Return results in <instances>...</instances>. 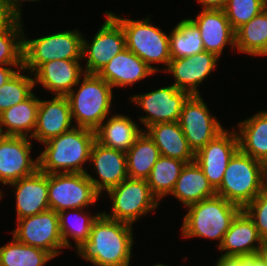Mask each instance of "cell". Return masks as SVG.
<instances>
[{"label":"cell","mask_w":267,"mask_h":266,"mask_svg":"<svg viewBox=\"0 0 267 266\" xmlns=\"http://www.w3.org/2000/svg\"><path fill=\"white\" fill-rule=\"evenodd\" d=\"M154 73L155 71L142 59L125 48L114 56L97 75L111 85L112 88H125Z\"/></svg>","instance_id":"obj_22"},{"label":"cell","mask_w":267,"mask_h":266,"mask_svg":"<svg viewBox=\"0 0 267 266\" xmlns=\"http://www.w3.org/2000/svg\"><path fill=\"white\" fill-rule=\"evenodd\" d=\"M22 1V2H21ZM25 1H30V2H34V1H39V0H6L8 7L10 9V11L12 12V14L17 18L22 20L21 17V9L20 7H22V3ZM21 3V4H20Z\"/></svg>","instance_id":"obj_42"},{"label":"cell","mask_w":267,"mask_h":266,"mask_svg":"<svg viewBox=\"0 0 267 266\" xmlns=\"http://www.w3.org/2000/svg\"><path fill=\"white\" fill-rule=\"evenodd\" d=\"M187 209L181 227L182 236L213 239L219 241L218 247L232 221L242 210L218 195L189 205Z\"/></svg>","instance_id":"obj_4"},{"label":"cell","mask_w":267,"mask_h":266,"mask_svg":"<svg viewBox=\"0 0 267 266\" xmlns=\"http://www.w3.org/2000/svg\"><path fill=\"white\" fill-rule=\"evenodd\" d=\"M171 59L183 58L205 51L197 25L186 18L181 20L169 34Z\"/></svg>","instance_id":"obj_32"},{"label":"cell","mask_w":267,"mask_h":266,"mask_svg":"<svg viewBox=\"0 0 267 266\" xmlns=\"http://www.w3.org/2000/svg\"><path fill=\"white\" fill-rule=\"evenodd\" d=\"M89 161V164L94 165L98 178L92 177L88 172L86 175L100 195L103 190L107 192L128 178L126 153L123 151L106 147L95 140Z\"/></svg>","instance_id":"obj_16"},{"label":"cell","mask_w":267,"mask_h":266,"mask_svg":"<svg viewBox=\"0 0 267 266\" xmlns=\"http://www.w3.org/2000/svg\"><path fill=\"white\" fill-rule=\"evenodd\" d=\"M111 199L112 214H103L113 220L133 225L138 218L159 206L147 180L126 178L118 186L107 191Z\"/></svg>","instance_id":"obj_8"},{"label":"cell","mask_w":267,"mask_h":266,"mask_svg":"<svg viewBox=\"0 0 267 266\" xmlns=\"http://www.w3.org/2000/svg\"><path fill=\"white\" fill-rule=\"evenodd\" d=\"M17 18L10 11L6 0H0V30L9 28Z\"/></svg>","instance_id":"obj_40"},{"label":"cell","mask_w":267,"mask_h":266,"mask_svg":"<svg viewBox=\"0 0 267 266\" xmlns=\"http://www.w3.org/2000/svg\"><path fill=\"white\" fill-rule=\"evenodd\" d=\"M203 6L202 9H224L227 0H198Z\"/></svg>","instance_id":"obj_43"},{"label":"cell","mask_w":267,"mask_h":266,"mask_svg":"<svg viewBox=\"0 0 267 266\" xmlns=\"http://www.w3.org/2000/svg\"><path fill=\"white\" fill-rule=\"evenodd\" d=\"M143 131L130 117L116 114L99 125L95 130V140L101 145L126 153Z\"/></svg>","instance_id":"obj_24"},{"label":"cell","mask_w":267,"mask_h":266,"mask_svg":"<svg viewBox=\"0 0 267 266\" xmlns=\"http://www.w3.org/2000/svg\"><path fill=\"white\" fill-rule=\"evenodd\" d=\"M191 20L197 25L205 51L221 57L226 44L235 48V31L223 9H202L195 19Z\"/></svg>","instance_id":"obj_19"},{"label":"cell","mask_w":267,"mask_h":266,"mask_svg":"<svg viewBox=\"0 0 267 266\" xmlns=\"http://www.w3.org/2000/svg\"><path fill=\"white\" fill-rule=\"evenodd\" d=\"M122 26L126 37V48L135 53L155 72L161 69L151 64L161 63L166 69L171 60L169 35L159 27L152 25L149 17L143 20L121 18L108 11Z\"/></svg>","instance_id":"obj_6"},{"label":"cell","mask_w":267,"mask_h":266,"mask_svg":"<svg viewBox=\"0 0 267 266\" xmlns=\"http://www.w3.org/2000/svg\"><path fill=\"white\" fill-rule=\"evenodd\" d=\"M258 253L261 255V257L263 258V260L267 266V246L262 243V246L258 250Z\"/></svg>","instance_id":"obj_44"},{"label":"cell","mask_w":267,"mask_h":266,"mask_svg":"<svg viewBox=\"0 0 267 266\" xmlns=\"http://www.w3.org/2000/svg\"><path fill=\"white\" fill-rule=\"evenodd\" d=\"M189 96L187 91L169 85L131 96L130 101L146 113V116L139 117V121L147 129L157 123L178 122L183 104Z\"/></svg>","instance_id":"obj_13"},{"label":"cell","mask_w":267,"mask_h":266,"mask_svg":"<svg viewBox=\"0 0 267 266\" xmlns=\"http://www.w3.org/2000/svg\"><path fill=\"white\" fill-rule=\"evenodd\" d=\"M238 128L239 149L263 162L267 158V110L259 111L254 116L242 120Z\"/></svg>","instance_id":"obj_28"},{"label":"cell","mask_w":267,"mask_h":266,"mask_svg":"<svg viewBox=\"0 0 267 266\" xmlns=\"http://www.w3.org/2000/svg\"><path fill=\"white\" fill-rule=\"evenodd\" d=\"M262 243L263 238L258 234L253 220L242 209L232 221L218 249L223 254L245 255L258 252Z\"/></svg>","instance_id":"obj_23"},{"label":"cell","mask_w":267,"mask_h":266,"mask_svg":"<svg viewBox=\"0 0 267 266\" xmlns=\"http://www.w3.org/2000/svg\"><path fill=\"white\" fill-rule=\"evenodd\" d=\"M21 71L26 72L24 68L18 69V72L0 87V113L25 101L33 94V74L28 73L26 76L20 74Z\"/></svg>","instance_id":"obj_35"},{"label":"cell","mask_w":267,"mask_h":266,"mask_svg":"<svg viewBox=\"0 0 267 266\" xmlns=\"http://www.w3.org/2000/svg\"><path fill=\"white\" fill-rule=\"evenodd\" d=\"M22 20L17 19L9 28L0 30V65H23Z\"/></svg>","instance_id":"obj_36"},{"label":"cell","mask_w":267,"mask_h":266,"mask_svg":"<svg viewBox=\"0 0 267 266\" xmlns=\"http://www.w3.org/2000/svg\"><path fill=\"white\" fill-rule=\"evenodd\" d=\"M243 210L253 220L258 234L263 238L267 234V185Z\"/></svg>","instance_id":"obj_38"},{"label":"cell","mask_w":267,"mask_h":266,"mask_svg":"<svg viewBox=\"0 0 267 266\" xmlns=\"http://www.w3.org/2000/svg\"><path fill=\"white\" fill-rule=\"evenodd\" d=\"M71 210L72 211L68 209L67 211L66 209L58 213L60 233L64 243V248L72 246L70 245L71 242H69V237H71L75 240V249H77L76 251L78 252L79 249L88 241L92 224L101 213L99 212L91 216L90 213L88 214L84 212L83 208ZM72 215L75 217H72Z\"/></svg>","instance_id":"obj_31"},{"label":"cell","mask_w":267,"mask_h":266,"mask_svg":"<svg viewBox=\"0 0 267 266\" xmlns=\"http://www.w3.org/2000/svg\"><path fill=\"white\" fill-rule=\"evenodd\" d=\"M38 107L39 98L33 93L25 101L0 113V135L23 137L29 135L28 137L32 139L37 123Z\"/></svg>","instance_id":"obj_27"},{"label":"cell","mask_w":267,"mask_h":266,"mask_svg":"<svg viewBox=\"0 0 267 266\" xmlns=\"http://www.w3.org/2000/svg\"><path fill=\"white\" fill-rule=\"evenodd\" d=\"M95 131L74 126L43 143L46 148L38 156L39 170L52 173H86L83 168L90 158Z\"/></svg>","instance_id":"obj_2"},{"label":"cell","mask_w":267,"mask_h":266,"mask_svg":"<svg viewBox=\"0 0 267 266\" xmlns=\"http://www.w3.org/2000/svg\"><path fill=\"white\" fill-rule=\"evenodd\" d=\"M170 195L184 204L185 208L216 195V190L195 162L186 163Z\"/></svg>","instance_id":"obj_26"},{"label":"cell","mask_w":267,"mask_h":266,"mask_svg":"<svg viewBox=\"0 0 267 266\" xmlns=\"http://www.w3.org/2000/svg\"><path fill=\"white\" fill-rule=\"evenodd\" d=\"M266 185L262 162L238 149L228 162L216 195L244 209Z\"/></svg>","instance_id":"obj_5"},{"label":"cell","mask_w":267,"mask_h":266,"mask_svg":"<svg viewBox=\"0 0 267 266\" xmlns=\"http://www.w3.org/2000/svg\"><path fill=\"white\" fill-rule=\"evenodd\" d=\"M79 62L80 60L56 59L43 63L33 73L34 83L42 84L54 96H66L85 74Z\"/></svg>","instance_id":"obj_20"},{"label":"cell","mask_w":267,"mask_h":266,"mask_svg":"<svg viewBox=\"0 0 267 266\" xmlns=\"http://www.w3.org/2000/svg\"><path fill=\"white\" fill-rule=\"evenodd\" d=\"M106 20L89 43L83 37L82 59L87 58L85 74H98L118 53L126 48L121 24L107 11Z\"/></svg>","instance_id":"obj_10"},{"label":"cell","mask_w":267,"mask_h":266,"mask_svg":"<svg viewBox=\"0 0 267 266\" xmlns=\"http://www.w3.org/2000/svg\"><path fill=\"white\" fill-rule=\"evenodd\" d=\"M216 262L219 266H266L258 252L245 255L222 254Z\"/></svg>","instance_id":"obj_39"},{"label":"cell","mask_w":267,"mask_h":266,"mask_svg":"<svg viewBox=\"0 0 267 266\" xmlns=\"http://www.w3.org/2000/svg\"><path fill=\"white\" fill-rule=\"evenodd\" d=\"M67 95L74 125L95 131L111 111L112 86L97 74H84Z\"/></svg>","instance_id":"obj_3"},{"label":"cell","mask_w":267,"mask_h":266,"mask_svg":"<svg viewBox=\"0 0 267 266\" xmlns=\"http://www.w3.org/2000/svg\"><path fill=\"white\" fill-rule=\"evenodd\" d=\"M154 141L162 156L195 161V153L189 147L179 122L157 123L144 130Z\"/></svg>","instance_id":"obj_25"},{"label":"cell","mask_w":267,"mask_h":266,"mask_svg":"<svg viewBox=\"0 0 267 266\" xmlns=\"http://www.w3.org/2000/svg\"><path fill=\"white\" fill-rule=\"evenodd\" d=\"M217 57L215 54L203 51L192 56L171 59L167 69L175 82L172 84L179 90L187 91L190 95H200L198 87L203 80L216 68Z\"/></svg>","instance_id":"obj_17"},{"label":"cell","mask_w":267,"mask_h":266,"mask_svg":"<svg viewBox=\"0 0 267 266\" xmlns=\"http://www.w3.org/2000/svg\"><path fill=\"white\" fill-rule=\"evenodd\" d=\"M185 164L182 160L162 155L155 162L147 182L158 201L171 194Z\"/></svg>","instance_id":"obj_33"},{"label":"cell","mask_w":267,"mask_h":266,"mask_svg":"<svg viewBox=\"0 0 267 266\" xmlns=\"http://www.w3.org/2000/svg\"><path fill=\"white\" fill-rule=\"evenodd\" d=\"M12 67H19L21 69L23 65H0V87L18 72V70L12 69Z\"/></svg>","instance_id":"obj_41"},{"label":"cell","mask_w":267,"mask_h":266,"mask_svg":"<svg viewBox=\"0 0 267 266\" xmlns=\"http://www.w3.org/2000/svg\"><path fill=\"white\" fill-rule=\"evenodd\" d=\"M131 224L101 213L93 222L88 241L77 252L94 266H130L133 246Z\"/></svg>","instance_id":"obj_1"},{"label":"cell","mask_w":267,"mask_h":266,"mask_svg":"<svg viewBox=\"0 0 267 266\" xmlns=\"http://www.w3.org/2000/svg\"><path fill=\"white\" fill-rule=\"evenodd\" d=\"M70 105L66 96L55 95L52 100H40L37 111V123L32 138L40 143L72 129Z\"/></svg>","instance_id":"obj_18"},{"label":"cell","mask_w":267,"mask_h":266,"mask_svg":"<svg viewBox=\"0 0 267 266\" xmlns=\"http://www.w3.org/2000/svg\"><path fill=\"white\" fill-rule=\"evenodd\" d=\"M153 266H167L166 264L164 265V264H162V263H158V264H155V265H153Z\"/></svg>","instance_id":"obj_47"},{"label":"cell","mask_w":267,"mask_h":266,"mask_svg":"<svg viewBox=\"0 0 267 266\" xmlns=\"http://www.w3.org/2000/svg\"><path fill=\"white\" fill-rule=\"evenodd\" d=\"M13 237L25 245L33 246L58 256L64 243L61 238L59 215L52 209L17 220Z\"/></svg>","instance_id":"obj_11"},{"label":"cell","mask_w":267,"mask_h":266,"mask_svg":"<svg viewBox=\"0 0 267 266\" xmlns=\"http://www.w3.org/2000/svg\"><path fill=\"white\" fill-rule=\"evenodd\" d=\"M223 130L195 153V162L216 190L222 183L230 158L239 149L237 131Z\"/></svg>","instance_id":"obj_15"},{"label":"cell","mask_w":267,"mask_h":266,"mask_svg":"<svg viewBox=\"0 0 267 266\" xmlns=\"http://www.w3.org/2000/svg\"><path fill=\"white\" fill-rule=\"evenodd\" d=\"M15 187L17 220L39 214L49 208L48 174L39 169L32 175L9 184Z\"/></svg>","instance_id":"obj_21"},{"label":"cell","mask_w":267,"mask_h":266,"mask_svg":"<svg viewBox=\"0 0 267 266\" xmlns=\"http://www.w3.org/2000/svg\"><path fill=\"white\" fill-rule=\"evenodd\" d=\"M29 137L0 135V183L4 186L34 174L39 169L38 157L30 156Z\"/></svg>","instance_id":"obj_14"},{"label":"cell","mask_w":267,"mask_h":266,"mask_svg":"<svg viewBox=\"0 0 267 266\" xmlns=\"http://www.w3.org/2000/svg\"><path fill=\"white\" fill-rule=\"evenodd\" d=\"M23 34V68L34 73L52 60H82L83 35L74 29L52 33L36 39Z\"/></svg>","instance_id":"obj_7"},{"label":"cell","mask_w":267,"mask_h":266,"mask_svg":"<svg viewBox=\"0 0 267 266\" xmlns=\"http://www.w3.org/2000/svg\"><path fill=\"white\" fill-rule=\"evenodd\" d=\"M235 50L252 56H267V7L235 31Z\"/></svg>","instance_id":"obj_29"},{"label":"cell","mask_w":267,"mask_h":266,"mask_svg":"<svg viewBox=\"0 0 267 266\" xmlns=\"http://www.w3.org/2000/svg\"><path fill=\"white\" fill-rule=\"evenodd\" d=\"M99 195L86 173L48 174L49 208L57 213L95 205Z\"/></svg>","instance_id":"obj_9"},{"label":"cell","mask_w":267,"mask_h":266,"mask_svg":"<svg viewBox=\"0 0 267 266\" xmlns=\"http://www.w3.org/2000/svg\"><path fill=\"white\" fill-rule=\"evenodd\" d=\"M2 195H3V194H2V190L0 189V199L2 198Z\"/></svg>","instance_id":"obj_48"},{"label":"cell","mask_w":267,"mask_h":266,"mask_svg":"<svg viewBox=\"0 0 267 266\" xmlns=\"http://www.w3.org/2000/svg\"><path fill=\"white\" fill-rule=\"evenodd\" d=\"M203 100L201 95H190L183 104L178 121L194 153L224 130Z\"/></svg>","instance_id":"obj_12"},{"label":"cell","mask_w":267,"mask_h":266,"mask_svg":"<svg viewBox=\"0 0 267 266\" xmlns=\"http://www.w3.org/2000/svg\"><path fill=\"white\" fill-rule=\"evenodd\" d=\"M160 156V151L154 141L143 131L126 152L128 177L147 180Z\"/></svg>","instance_id":"obj_30"},{"label":"cell","mask_w":267,"mask_h":266,"mask_svg":"<svg viewBox=\"0 0 267 266\" xmlns=\"http://www.w3.org/2000/svg\"><path fill=\"white\" fill-rule=\"evenodd\" d=\"M263 170H264V175L267 180V158L262 162Z\"/></svg>","instance_id":"obj_45"},{"label":"cell","mask_w":267,"mask_h":266,"mask_svg":"<svg viewBox=\"0 0 267 266\" xmlns=\"http://www.w3.org/2000/svg\"><path fill=\"white\" fill-rule=\"evenodd\" d=\"M0 247V266H43L54 256L33 246L25 245L14 237Z\"/></svg>","instance_id":"obj_34"},{"label":"cell","mask_w":267,"mask_h":266,"mask_svg":"<svg viewBox=\"0 0 267 266\" xmlns=\"http://www.w3.org/2000/svg\"><path fill=\"white\" fill-rule=\"evenodd\" d=\"M267 7L264 0H227L223 9L234 31Z\"/></svg>","instance_id":"obj_37"},{"label":"cell","mask_w":267,"mask_h":266,"mask_svg":"<svg viewBox=\"0 0 267 266\" xmlns=\"http://www.w3.org/2000/svg\"><path fill=\"white\" fill-rule=\"evenodd\" d=\"M263 244L267 246V234L263 237Z\"/></svg>","instance_id":"obj_46"}]
</instances>
